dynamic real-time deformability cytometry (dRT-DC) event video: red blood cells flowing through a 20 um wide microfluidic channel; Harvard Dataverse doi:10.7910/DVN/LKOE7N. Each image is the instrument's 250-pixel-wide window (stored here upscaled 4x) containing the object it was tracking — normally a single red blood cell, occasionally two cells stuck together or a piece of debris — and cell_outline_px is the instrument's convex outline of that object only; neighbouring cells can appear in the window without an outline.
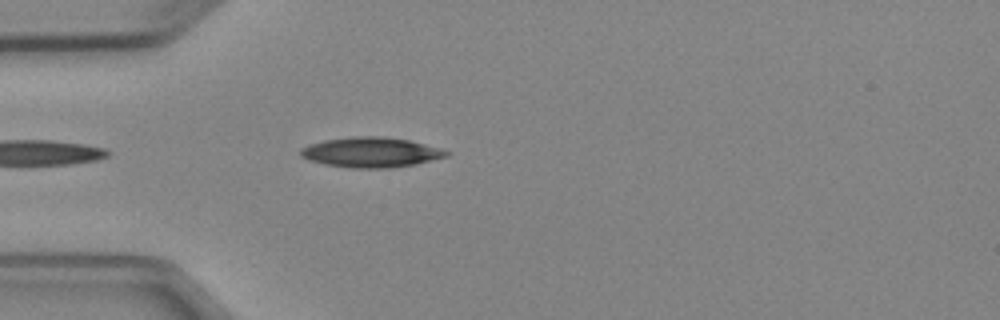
{"species": "Egyptian fruit bat (a non-hibernating species)", "species_latin": "Rousettus aegyptiacus", "temperature_condition": "cold", "stored_images_in_passage": 1, "camera_frame_rate_fps": 3000, "um_per_image_px": 0.085, "animal": {"sex": "female"}, "frame": {"image": 1, "passage_image": 1, "time_ms": 0.0, "image_size_px": [1000, 320], "cell_outline_px": [[452, 152], [448, 156], [416, 164], [388, 168], [352, 168], [324, 164], [308, 160], [300, 156], [300, 148], [308, 144], [324, 140], [352, 136], [380, 136], [408, 140], [440, 148]], "centroid_in_image_um": [31.51, 12.94], "position_along_channel_um": 53.5, "area_um2": 25.66}}